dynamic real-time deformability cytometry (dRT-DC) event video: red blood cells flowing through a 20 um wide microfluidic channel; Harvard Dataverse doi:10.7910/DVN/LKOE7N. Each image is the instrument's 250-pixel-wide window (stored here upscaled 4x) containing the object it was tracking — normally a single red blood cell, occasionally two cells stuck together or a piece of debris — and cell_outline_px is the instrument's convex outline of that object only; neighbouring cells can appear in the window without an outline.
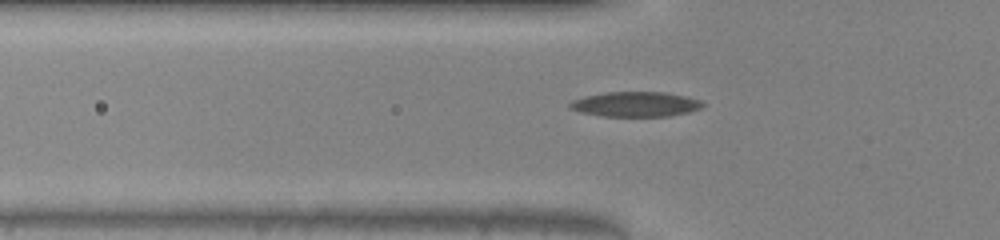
{"species": "common noctule bat (a hibernating species)", "species_latin": "Nyctalus noctula", "temperature_condition": "warm", "stored_images_in_passage": 35, "camera_frame_rate_fps": 3000, "um_per_image_px": 0.085, "animal": {"sex": "male", "body_mass_g": 20.0, "forearm_length_mm": 53.3}, "frame": {"image": 1, "passage_image": 3, "time_ms": 0.667, "image_size_px": [1000, 240], "cell_outline_px": [[704, 104], [700, 108], [688, 112], [668, 116], [600, 116], [580, 112], [568, 108], [568, 104], [572, 100], [584, 96], [608, 92], [664, 92], [684, 96], [700, 100]], "centroid_in_image_um": [53.97, 8.86], "position_along_channel_um": 71.8, "area_um2": 19.25}}
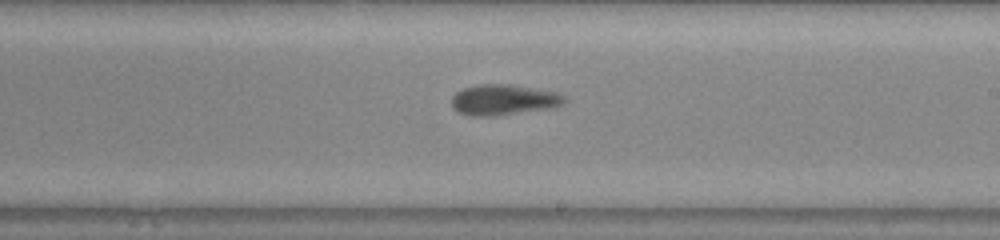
{"frame": {"image": 2, "passage_image": 16, "time_ms": 5.0, "image_size_px": [1000, 240], "cell_outline_px": [[568, 100], [564, 104], [548, 108], [492, 116], [472, 116], [460, 112], [452, 108], [452, 96], [456, 92], [464, 88], [480, 84], [508, 84], [556, 92], [564, 96]], "centroid_in_image_um": [42.79, 8.48], "position_along_channel_um": 246.2, "area_um2": 19.88}}
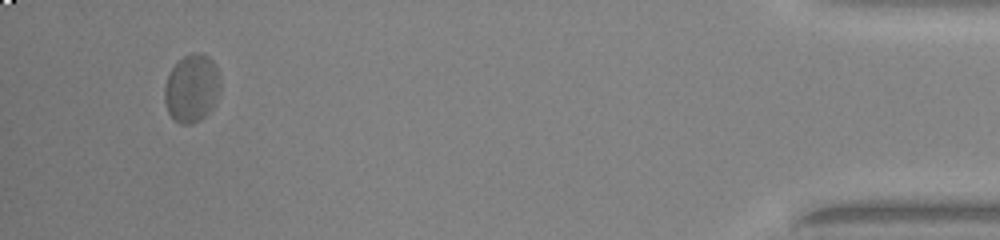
{"frame": {"image": 3, "passage_image": 34, "time_ms": 11.0, "image_size_px": [1000, 240], "cell_outline_px": [[220, 92], [212, 108], [200, 120], [192, 124], [180, 124], [168, 112], [164, 100], [164, 84], [172, 68], [184, 56], [192, 52], [204, 52], [216, 64], [220, 76]], "centroid_in_image_um": [16.32, 7.48], "position_along_channel_um": 418.9, "area_um2": 22.31}}